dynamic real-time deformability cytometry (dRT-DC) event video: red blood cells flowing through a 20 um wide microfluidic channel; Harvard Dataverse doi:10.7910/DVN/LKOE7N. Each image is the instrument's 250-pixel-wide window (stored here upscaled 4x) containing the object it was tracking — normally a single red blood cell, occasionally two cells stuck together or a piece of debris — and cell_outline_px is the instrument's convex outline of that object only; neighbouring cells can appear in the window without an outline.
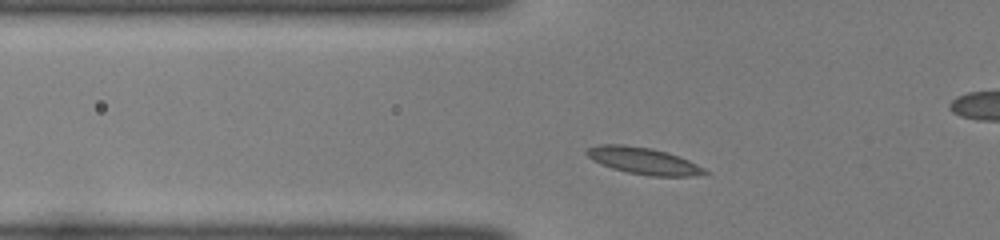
{"species": "common noctule bat (a hibernating species)", "species_latin": "Nyctalus noctula", "temperature_condition": "room temperature", "stored_images_in_passage": 40, "camera_frame_rate_fps": 3000, "um_per_image_px": 0.085, "animal": {"sex": "female", "body_mass_g": 22.0, "forearm_length_mm": 56.7}, "frame": {"image": 1, "passage_image": 6, "time_ms": 1.667, "image_size_px": [1000, 240], "cell_outline_px": [[708, 172], [692, 176], [652, 176], [628, 172], [612, 168], [600, 164], [592, 160], [584, 152], [588, 148], [600, 144], [624, 144], [652, 148], [668, 152], [688, 160], [704, 168]], "centroid_in_image_um": [54.65, 13.65], "position_along_channel_um": 71.2, "area_um2": 18.32}}
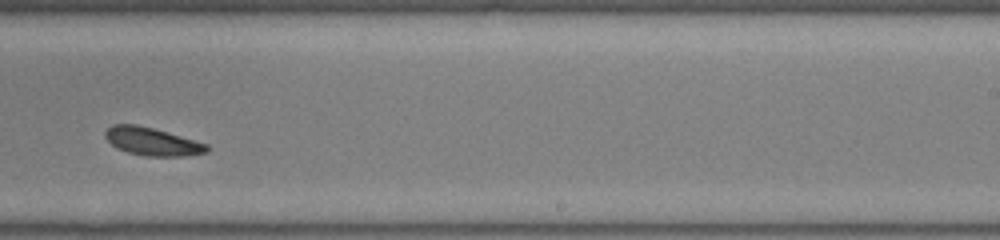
{"frame": {"image": 2, "passage_image": 22, "time_ms": 7.0, "image_size_px": [1000, 240], "cell_outline_px": [[208, 152], [184, 156], [144, 156], [128, 152], [116, 148], [104, 136], [104, 132], [112, 124], [136, 124], [168, 132], [208, 144]], "centroid_in_image_um": [12.92, 12.03], "position_along_channel_um": 276.1, "area_um2": 16.53}}
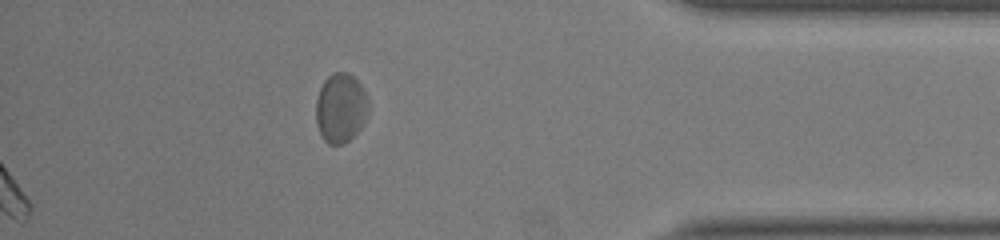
{"frame": {"image": 3, "passage_image": 40, "time_ms": 13.0, "image_size_px": [1000, 240], "cell_outline_px": [[368, 112], [360, 128], [344, 144], [328, 144], [320, 136], [316, 124], [316, 100], [320, 88], [324, 80], [332, 72], [348, 72], [364, 88], [368, 100]], "centroid_in_image_um": [28.94, 9.17], "position_along_channel_um": 406.3, "area_um2": 21.33}, "authors_computed_cell_mechanics": {"area_um2": 16.9643, "velocity_mm_per_s": 3.9326, "shape_relaxation_time_tau1_ms": 4.0474, "shape_relaxation_time_tau2_ms": 1.9674, "deformation_change_tau1": 0.1035, "deformation_change_tau2": 0.0657}}